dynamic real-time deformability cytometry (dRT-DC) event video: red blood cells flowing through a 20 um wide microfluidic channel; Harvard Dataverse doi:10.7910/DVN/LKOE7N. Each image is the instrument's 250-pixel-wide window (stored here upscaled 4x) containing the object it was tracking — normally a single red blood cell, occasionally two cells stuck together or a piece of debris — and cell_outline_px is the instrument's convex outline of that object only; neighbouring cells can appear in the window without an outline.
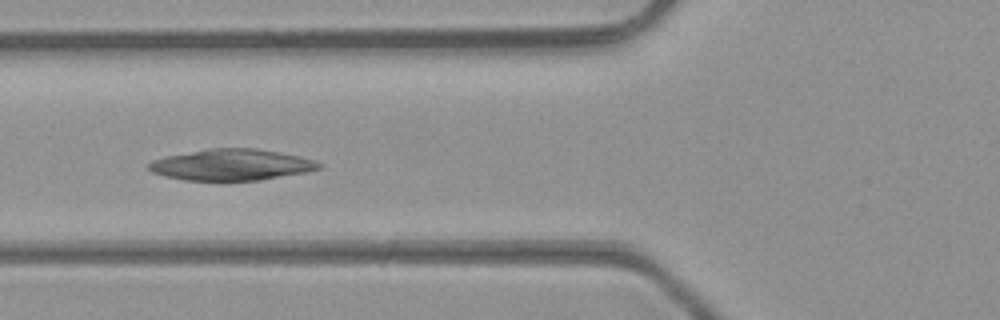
{"species": "common noctule bat (a hibernating species)", "species_latin": "Nyctalus noctula", "temperature_condition": "room temperature", "stored_images_in_passage": 39, "camera_frame_rate_fps": 3000, "um_per_image_px": 0.085, "animal": {"sex": "male", "body_mass_g": 23.1, "forearm_length_mm": 52.7}, "frame": {"image": 1, "passage_image": 10, "time_ms": 3.0, "image_size_px": [1000, 320], "cell_outline_px": [[324, 164], [320, 168], [304, 172], [260, 180], [184, 180], [164, 176], [152, 172], [148, 168], [148, 164], [152, 160], [164, 156], [212, 148], [256, 148], [280, 152], [300, 156], [316, 160]], "centroid_in_image_um": [19.68, 14.0], "position_along_channel_um": 106.1, "area_um2": 30.92}}
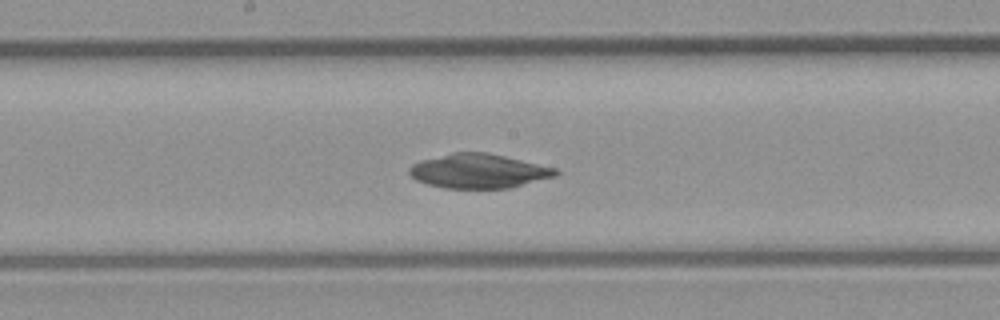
{"frame": {"image": 2, "passage_image": 17, "time_ms": 5.333, "image_size_px": [1000, 320], "cell_outline_px": [[560, 172], [556, 176], [512, 188], [444, 188], [428, 184], [416, 180], [408, 172], [408, 168], [412, 164], [420, 160], [452, 152], [488, 152], [556, 168]], "centroid_in_image_um": [40.68, 14.54], "position_along_channel_um": 207.5, "area_um2": 29.42}}
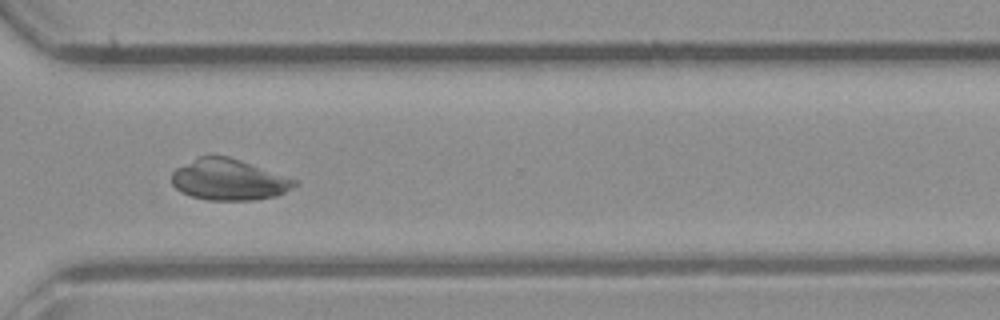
{"frame": {"image": 3, "passage_image": 27, "time_ms": 8.667, "image_size_px": [1000, 320], "cell_outline_px": [[300, 184], [276, 196], [252, 200], [208, 200], [192, 196], [180, 192], [172, 184], [172, 172], [176, 168], [200, 156], [228, 156], [300, 180]], "centroid_in_image_um": [19.49, 15.28], "position_along_channel_um": 351.1, "area_um2": 29.48}}